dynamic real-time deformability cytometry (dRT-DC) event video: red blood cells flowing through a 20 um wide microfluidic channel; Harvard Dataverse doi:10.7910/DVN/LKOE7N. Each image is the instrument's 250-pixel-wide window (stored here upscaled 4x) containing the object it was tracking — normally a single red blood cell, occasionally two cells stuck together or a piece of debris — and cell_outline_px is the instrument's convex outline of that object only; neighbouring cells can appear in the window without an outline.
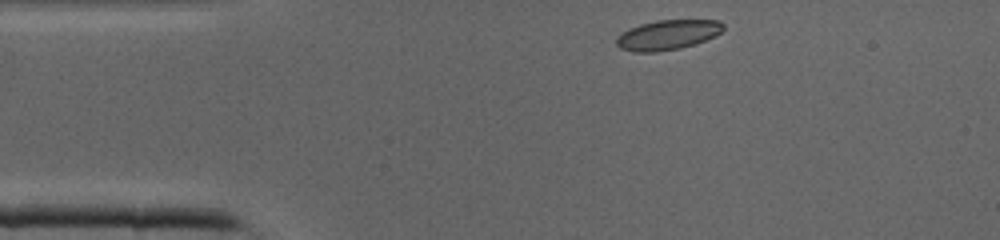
{"species": "common noctule bat (a hibernating species)", "species_latin": "Nyctalus noctula", "temperature_condition": "cold", "stored_images_in_passage": 6, "camera_frame_rate_fps": 3000, "um_per_image_px": 0.085, "animal": {"sex": "male", "body_mass_g": 19.0, "forearm_length_mm": 50.8}, "frame": {"image": 1, "passage_image": 1, "time_ms": 0.0, "image_size_px": [1000, 240], "cell_outline_px": [[724, 28], [716, 36], [696, 44], [680, 48], [656, 52], [632, 52], [620, 48], [616, 44], [616, 36], [628, 28], [640, 24], [656, 20], [720, 20], [724, 24]], "centroid_in_image_um": [56.74, 2.96], "position_along_channel_um": 28.3, "area_um2": 18.84}}
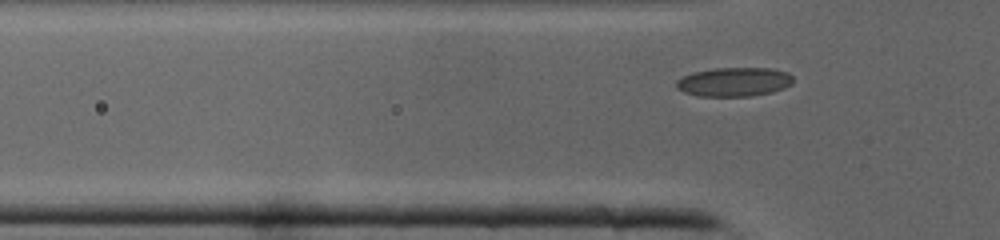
{"frame": {"image": 2, "passage_image": 6, "time_ms": 1.667, "image_size_px": [1000, 240], "cell_outline_px": [[792, 84], [784, 88], [772, 92], [752, 96], [700, 96], [684, 92], [676, 88], [676, 80], [692, 72], [716, 68], [768, 68], [788, 72], [792, 76]], "centroid_in_image_um": [62.4, 6.96], "position_along_channel_um": 63.4, "area_um2": 19.77}}